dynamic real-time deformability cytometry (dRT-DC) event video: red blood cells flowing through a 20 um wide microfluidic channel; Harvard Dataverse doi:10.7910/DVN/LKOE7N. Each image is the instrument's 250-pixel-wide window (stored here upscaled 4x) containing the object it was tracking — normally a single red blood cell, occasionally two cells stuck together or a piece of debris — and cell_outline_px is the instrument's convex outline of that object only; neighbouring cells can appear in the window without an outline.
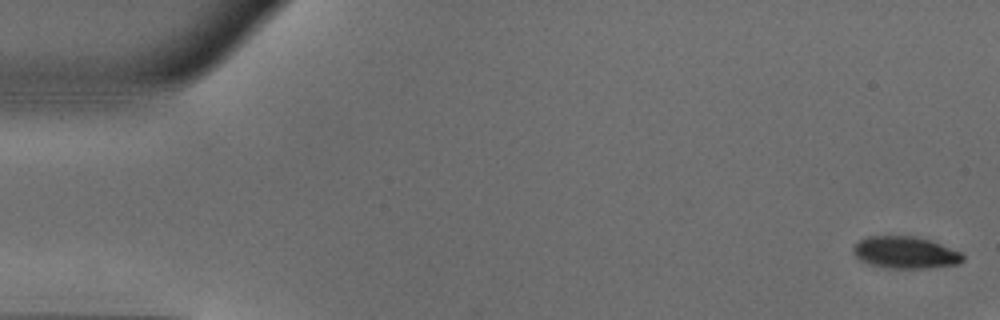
{"species": "common noctule bat (a hibernating species)", "species_latin": "Nyctalus noctula", "temperature_condition": "warm", "stored_images_in_passage": 14, "camera_frame_rate_fps": 3000, "um_per_image_px": 0.085, "animal": {"sex": "male", "body_mass_g": 18.8}, "frame": {"image": 1, "passage_image": 1, "time_ms": 0.0, "image_size_px": [1000, 320], "cell_outline_px": [[964, 260], [956, 264], [928, 268], [884, 268], [868, 264], [860, 260], [852, 252], [852, 248], [860, 240], [868, 236], [912, 236], [928, 240], [940, 244], [960, 252], [964, 256]], "centroid_in_image_um": [76.91, 21.47], "position_along_channel_um": 8.1, "area_um2": 20.29}}